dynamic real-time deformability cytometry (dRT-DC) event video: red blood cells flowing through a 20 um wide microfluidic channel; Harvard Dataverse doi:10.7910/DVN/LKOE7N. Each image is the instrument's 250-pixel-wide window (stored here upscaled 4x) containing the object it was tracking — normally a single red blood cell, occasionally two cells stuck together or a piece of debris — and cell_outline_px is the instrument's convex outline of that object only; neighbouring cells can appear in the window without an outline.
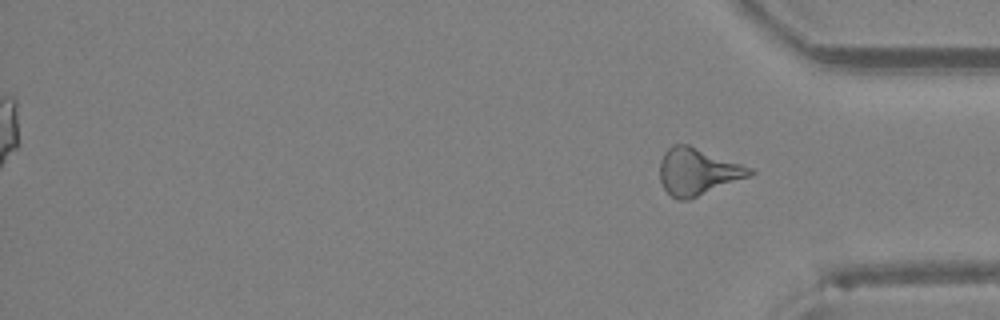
{"species": "Egyptian fruit bat (a non-hibernating species)", "species_latin": "Rousettus aegyptiacus", "temperature_condition": "room temperature", "stored_images_in_passage": 33, "segment_of_instrument_passage": [2, 2], "camera_frame_rate_fps": 3000, "um_per_image_px": 0.085, "animal": {"sex": "female"}, "frame": {"image": 1, "passage_image": 33, "time_ms": 10.667, "image_size_px": [1000, 320], "cell_outline_px": [[756, 172], [748, 176], [688, 200], [676, 200], [664, 188], [660, 180], [660, 160], [664, 152], [672, 144], [688, 144], [752, 168]], "centroid_in_image_um": [59.26, 14.58], "position_along_channel_um": 375.9, "area_um2": 24.28}}